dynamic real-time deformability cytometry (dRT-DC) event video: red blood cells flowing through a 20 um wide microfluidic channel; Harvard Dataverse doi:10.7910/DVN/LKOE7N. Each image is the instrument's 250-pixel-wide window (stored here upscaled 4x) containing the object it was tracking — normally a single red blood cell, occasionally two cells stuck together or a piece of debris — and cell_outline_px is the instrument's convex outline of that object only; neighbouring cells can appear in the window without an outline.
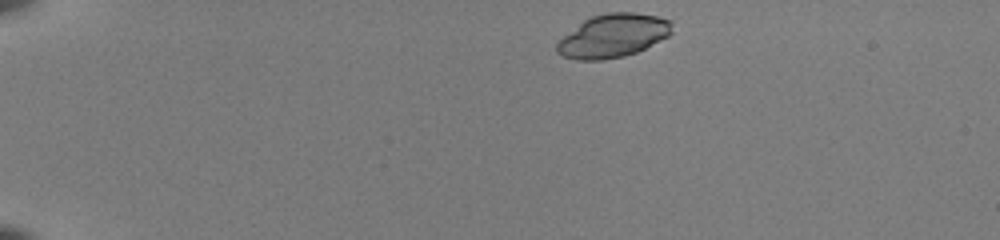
{"species": "common noctule bat (a hibernating species)", "species_latin": "Nyctalus noctula", "temperature_condition": "room temperature", "stored_images_in_passage": 42, "camera_frame_rate_fps": 3000, "um_per_image_px": 0.085, "animal": {"sex": "female", "body_mass_g": 22.0, "forearm_length_mm": 56.7}, "frame": {"image": 1, "passage_image": 1, "time_ms": 0.0, "image_size_px": [1000, 240], "cell_outline_px": [[672, 32], [668, 36], [636, 52], [624, 56], [600, 60], [576, 60], [564, 56], [556, 52], [556, 44], [564, 36], [584, 20], [592, 16], [608, 12], [632, 12], [660, 16], [672, 20]], "centroid_in_image_um": [52.13, 3.03], "position_along_channel_um": 32.9, "area_um2": 28.96}}